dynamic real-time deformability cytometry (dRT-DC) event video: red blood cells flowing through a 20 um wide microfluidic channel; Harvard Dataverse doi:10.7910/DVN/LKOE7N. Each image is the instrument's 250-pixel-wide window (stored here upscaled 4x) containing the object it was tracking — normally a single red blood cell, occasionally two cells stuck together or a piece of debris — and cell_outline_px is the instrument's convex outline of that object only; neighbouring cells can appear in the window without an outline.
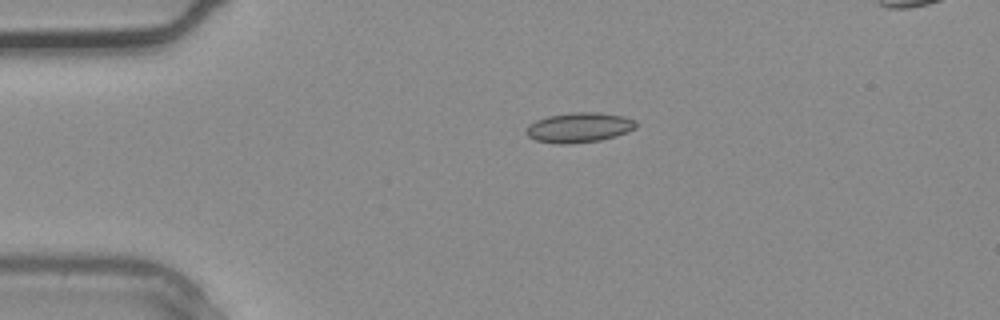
{"species": "common noctule bat (a hibernating species)", "species_latin": "Nyctalus noctula", "temperature_condition": "warm", "stored_images_in_passage": 3, "camera_frame_rate_fps": 3000, "um_per_image_px": 0.085, "animal": {"sex": "male", "body_mass_g": 20.4}, "frame": {"image": 1, "passage_image": 3, "time_ms": 0.667, "image_size_px": [1000, 320], "cell_outline_px": [[636, 128], [628, 132], [616, 136], [600, 140], [572, 144], [560, 144], [536, 140], [528, 136], [524, 132], [528, 124], [536, 120], [548, 116], [568, 112], [600, 112], [624, 116], [636, 120]], "centroid_in_image_um": [49.23, 10.83], "position_along_channel_um": 35.8, "area_um2": 19.42}}